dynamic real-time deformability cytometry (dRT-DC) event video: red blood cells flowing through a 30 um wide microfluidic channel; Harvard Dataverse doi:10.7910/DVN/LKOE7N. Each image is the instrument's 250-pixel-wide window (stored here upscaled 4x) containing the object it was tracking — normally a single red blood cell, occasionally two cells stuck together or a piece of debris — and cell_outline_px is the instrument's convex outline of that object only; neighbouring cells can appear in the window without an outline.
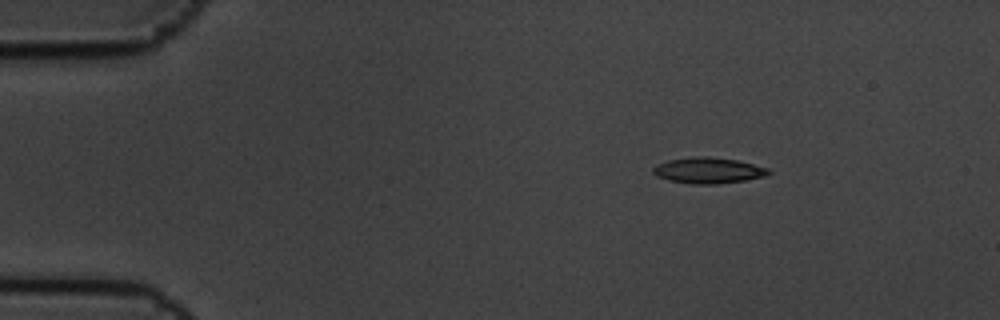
{"species": "common noctule bat (a hibernating species)", "species_latin": "Nyctalus noctula", "temperature_condition": "cold", "stored_images_in_passage": 9, "camera_frame_rate_fps": 3000, "um_per_image_px": 0.085, "animal": {"sex": "male", "body_mass_g": 19.5, "forearm_length_mm": 54.6}, "frame": {"image": 1, "passage_image": 1, "time_ms": 0.0, "image_size_px": [1000, 320], "cell_outline_px": [[772, 172], [768, 176], [744, 180], [716, 184], [692, 184], [668, 180], [656, 176], [652, 172], [652, 168], [656, 164], [668, 160], [696, 156], [708, 156], [736, 160], [768, 168]], "centroid_in_image_um": [60.19, 14.49], "position_along_channel_um": 24.8, "area_um2": 17.51}}
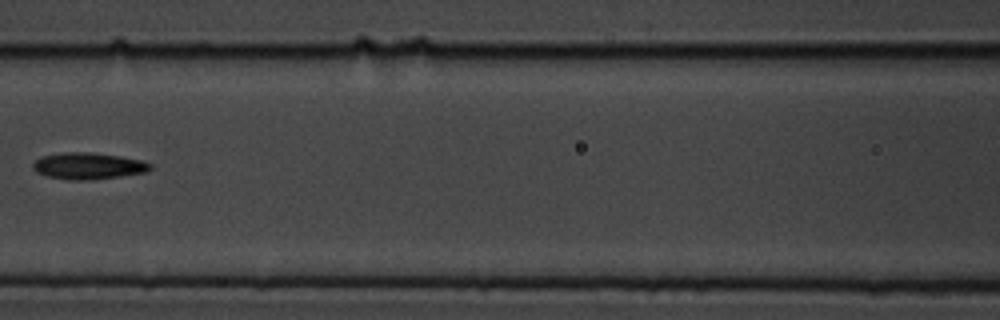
{"frame": {"image": 2, "passage_image": 6, "time_ms": 1.667, "image_size_px": [1000, 320], "cell_outline_px": [[152, 168], [148, 172], [120, 176], [88, 180], [68, 180], [48, 176], [36, 172], [32, 168], [32, 164], [40, 156], [64, 152], [92, 152], [120, 156], [140, 160], [152, 164]], "centroid_in_image_um": [7.49, 14.1], "position_along_channel_um": 159.1, "area_um2": 18.26}}
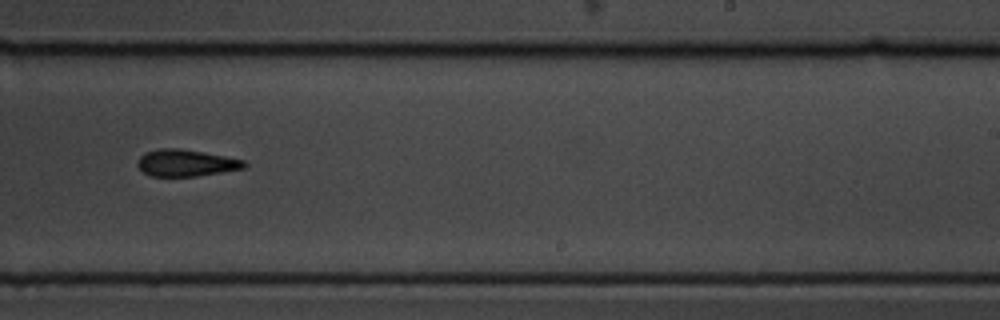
{"frame": {"image": 3, "passage_image": 9, "time_ms": 2.667, "image_size_px": [1000, 320], "cell_outline_px": [[248, 164], [244, 168], [196, 176], [152, 176], [144, 172], [136, 164], [140, 156], [144, 152], [160, 148], [180, 148], [204, 152], [244, 160]], "centroid_in_image_um": [15.79, 13.84], "position_along_channel_um": 273.2, "area_um2": 16.59}}